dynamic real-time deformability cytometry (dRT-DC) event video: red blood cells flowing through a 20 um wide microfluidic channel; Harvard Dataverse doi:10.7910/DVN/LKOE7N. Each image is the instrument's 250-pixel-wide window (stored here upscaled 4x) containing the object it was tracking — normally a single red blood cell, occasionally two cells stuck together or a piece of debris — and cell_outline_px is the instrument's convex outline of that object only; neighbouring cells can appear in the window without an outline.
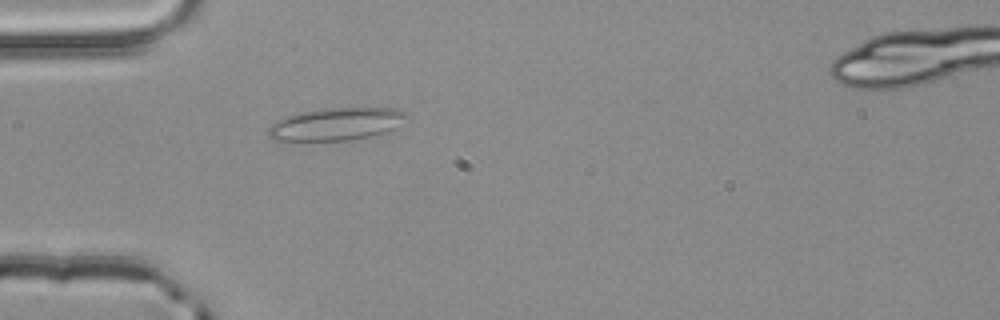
{"species": "common noctule bat (a hibernating species)", "species_latin": "Nyctalus noctula", "temperature_condition": "room temperature", "stored_images_in_passage": 2, "camera_frame_rate_fps": 3000, "um_per_image_px": 0.085, "animal": {"sex": "male", "body_mass_g": 20.4}, "frame": {"image": 1, "passage_image": 1, "time_ms": 0.0, "image_size_px": [1000, 320], "cell_outline_px": [[408, 116], [392, 128], [384, 132], [372, 136], [348, 140], [272, 140], [268, 136], [268, 128], [272, 124], [288, 116], [304, 112], [324, 108], [392, 108], [408, 112]], "centroid_in_image_um": [28.58, 10.54], "position_along_channel_um": 56.4, "area_um2": 25.66}}